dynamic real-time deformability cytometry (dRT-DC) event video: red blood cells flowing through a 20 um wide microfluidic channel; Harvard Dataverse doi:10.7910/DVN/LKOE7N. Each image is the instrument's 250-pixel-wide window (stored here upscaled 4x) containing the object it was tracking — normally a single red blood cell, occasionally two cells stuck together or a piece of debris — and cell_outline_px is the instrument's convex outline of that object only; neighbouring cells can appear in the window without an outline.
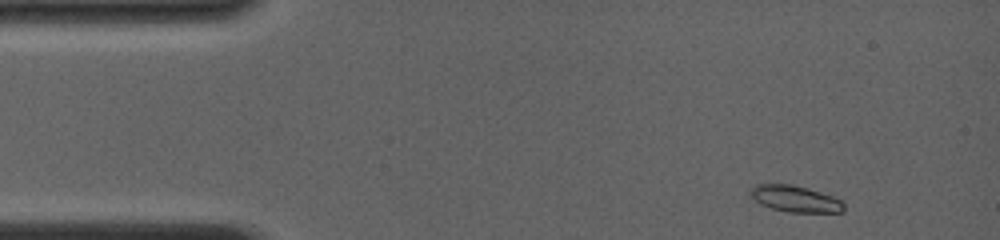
{"species": "common noctule bat (a hibernating species)", "species_latin": "Nyctalus noctula", "temperature_condition": "room temperature", "stored_images_in_passage": 39, "camera_frame_rate_fps": 4000, "um_per_image_px": 0.085, "animal": {"sex": "female", "body_mass_g": 19.0, "forearm_length_mm": 56.7}, "frame": {"image": 1, "passage_image": 1, "time_ms": 0.0, "image_size_px": [1000, 240], "cell_outline_px": [[844, 212], [788, 212], [772, 208], [760, 204], [748, 196], [748, 192], [756, 184], [792, 184], [808, 188], [832, 196], [840, 200], [844, 204]], "centroid_in_image_um": [67.55, 16.89], "position_along_channel_um": 17.5, "area_um2": 14.45}}
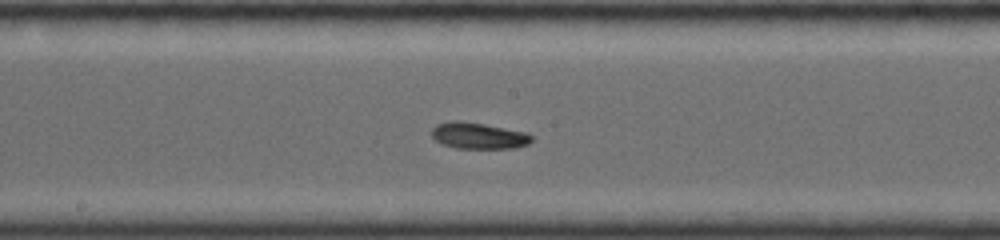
{"frame": {"image": 2, "passage_image": 20, "time_ms": 6.75, "image_size_px": [1000, 240], "cell_outline_px": [[532, 140], [528, 144], [516, 148], [456, 148], [444, 144], [436, 140], [432, 136], [432, 128], [436, 124], [448, 120], [460, 120], [484, 124], [528, 132], [532, 136]], "centroid_in_image_um": [40.68, 11.52], "position_along_channel_um": 207.5, "area_um2": 15.43}}
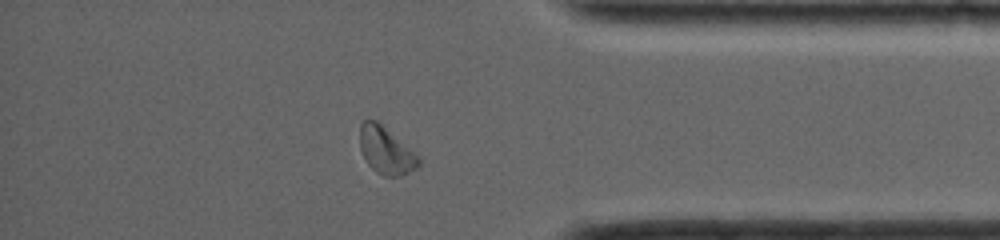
{"frame": {"image": 3, "passage_image": 34, "time_ms": 11.75, "image_size_px": [1000, 240], "cell_outline_px": [[420, 164], [416, 168], [400, 176], [384, 176], [376, 172], [368, 164], [360, 148], [360, 124], [364, 120], [376, 120], [412, 152], [420, 160]], "centroid_in_image_um": [32.76, 12.81], "position_along_channel_um": 402.4, "area_um2": 15.49}, "authors_computed_cell_mechanics": {"area_um2": 14.9702, "velocity_mm_per_s": 4.0399, "shape_relaxation_time_tau1_ms": 4.9519, "shape_relaxation_time_tau2_ms": 5.019, "deformation_change_tau1": 0.1147, "deformation_change_tau2": 0.1111}}